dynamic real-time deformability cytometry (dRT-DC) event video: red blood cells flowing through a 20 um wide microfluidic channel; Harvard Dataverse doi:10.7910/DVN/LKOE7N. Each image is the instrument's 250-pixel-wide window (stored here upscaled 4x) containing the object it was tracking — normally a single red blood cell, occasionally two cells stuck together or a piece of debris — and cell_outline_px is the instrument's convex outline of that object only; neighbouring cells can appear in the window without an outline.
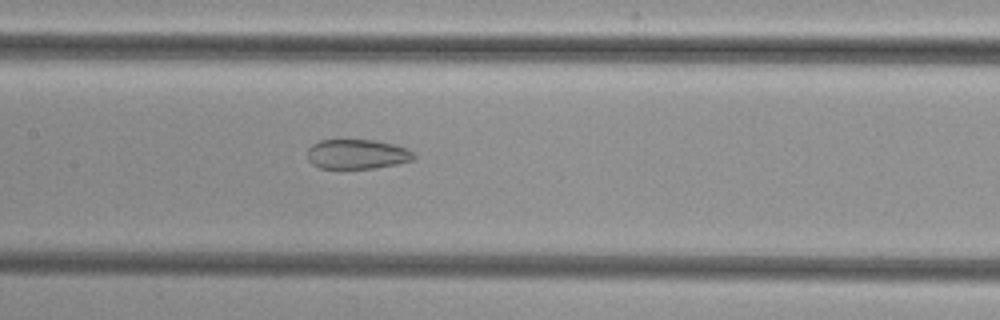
{"species": "common noctule bat (a hibernating species)", "species_latin": "Nyctalus noctula", "temperature_condition": "cold", "stored_images_in_passage": 34, "camera_frame_rate_fps": 3000, "um_per_image_px": 0.085, "animal": {"sex": "female", "body_mass_g": 29.2, "forearm_length_mm": 56.3}, "frame": {"image": 1, "passage_image": 17, "time_ms": 5.333, "image_size_px": [1000, 320], "cell_outline_px": [[416, 160], [376, 168], [320, 168], [312, 164], [308, 160], [308, 148], [312, 144], [320, 140], [376, 140], [408, 148], [416, 156]], "centroid_in_image_um": [30.38, 13.1], "position_along_channel_um": 177.0, "area_um2": 18.5}}
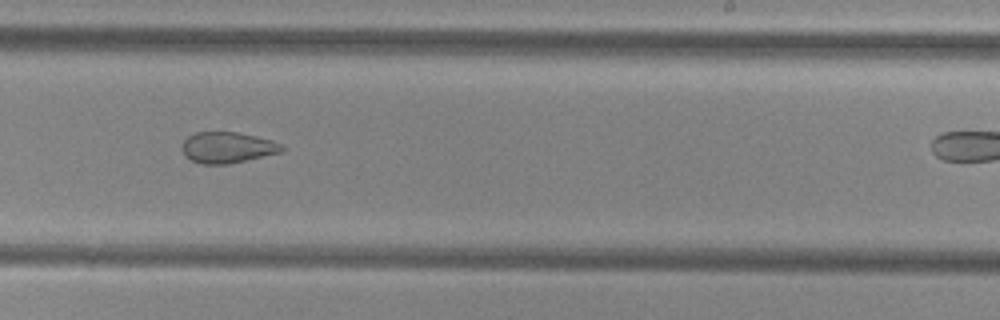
{"frame": {"image": 2, "passage_image": 24, "time_ms": 7.667, "image_size_px": [1000, 320], "cell_outline_px": [[288, 148], [284, 152], [228, 164], [200, 164], [184, 156], [180, 148], [184, 140], [188, 136], [196, 132], [236, 132], [256, 136], [272, 140]], "centroid_in_image_um": [19.34, 12.54], "position_along_channel_um": 269.7, "area_um2": 18.32}}
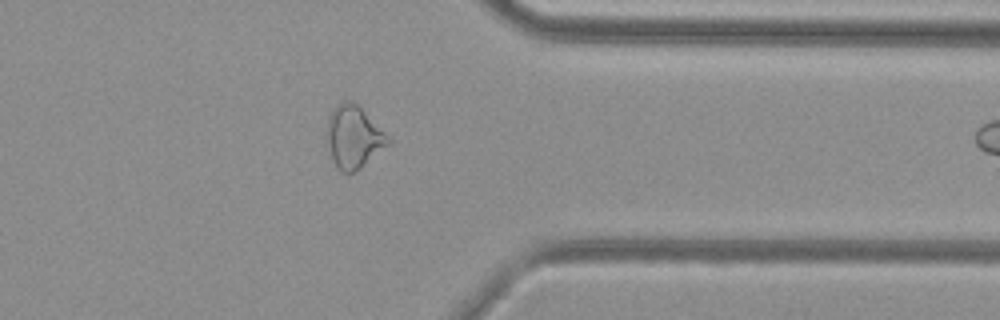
{"frame": {"image": 3, "passage_image": 33, "time_ms": 10.667, "image_size_px": [1000, 320], "cell_outline_px": [[392, 140], [388, 144], [360, 168], [352, 172], [344, 172], [332, 160], [328, 144], [328, 116], [332, 108], [336, 104], [344, 100], [352, 100]], "centroid_in_image_um": [30.04, 11.61], "position_along_channel_um": 381.4, "area_um2": 21.56}}